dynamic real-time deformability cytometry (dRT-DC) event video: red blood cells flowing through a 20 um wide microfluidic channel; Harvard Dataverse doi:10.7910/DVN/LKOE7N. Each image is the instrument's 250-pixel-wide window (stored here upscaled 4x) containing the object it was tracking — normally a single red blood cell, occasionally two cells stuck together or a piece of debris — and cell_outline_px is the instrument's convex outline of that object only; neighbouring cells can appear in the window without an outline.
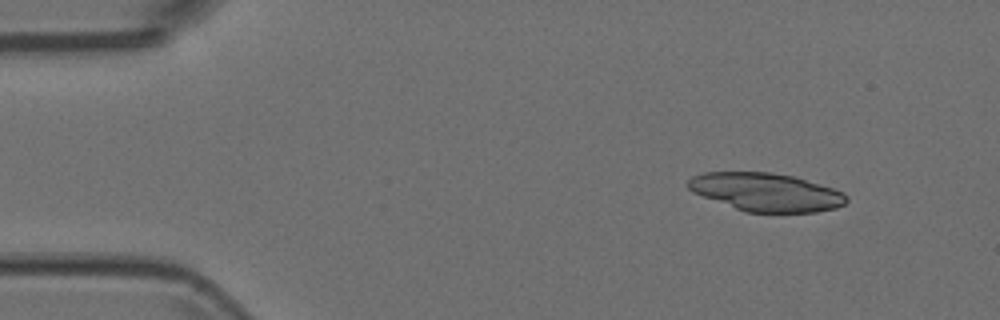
{"species": "Egyptian fruit bat (a non-hibernating species)", "species_latin": "Rousettus aegyptiacus", "temperature_condition": "room temperature", "stored_images_in_passage": 10, "camera_frame_rate_fps": 3000, "um_per_image_px": 0.085, "animal": {"sex": "female"}, "frame": {"image": 1, "passage_image": 1, "time_ms": 0.0, "image_size_px": [1000, 320], "cell_outline_px": [[848, 200], [844, 204], [836, 208], [816, 212], [744, 212], [692, 192], [688, 188], [688, 180], [692, 176], [704, 172], [772, 172], [796, 176], [844, 192], [848, 196]], "centroid_in_image_um": [65.13, 16.32], "position_along_channel_um": 19.9, "area_um2": 35.43}}
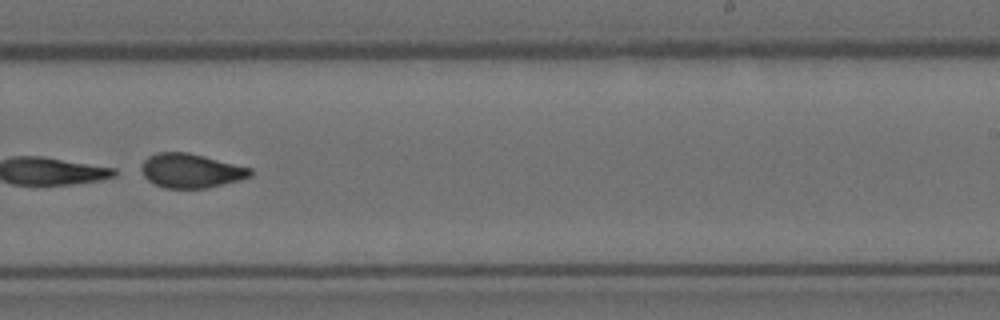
{"frame": {"image": 2, "passage_image": 9, "time_ms": 2.667, "image_size_px": [1000, 320], "cell_outline_px": [[252, 176], [240, 180], [208, 188], [164, 188], [152, 184], [144, 176], [140, 168], [144, 160], [148, 156], [156, 152], [188, 152], [252, 168]], "centroid_in_image_um": [16.21, 14.51], "position_along_channel_um": 272.8, "area_um2": 21.91}}